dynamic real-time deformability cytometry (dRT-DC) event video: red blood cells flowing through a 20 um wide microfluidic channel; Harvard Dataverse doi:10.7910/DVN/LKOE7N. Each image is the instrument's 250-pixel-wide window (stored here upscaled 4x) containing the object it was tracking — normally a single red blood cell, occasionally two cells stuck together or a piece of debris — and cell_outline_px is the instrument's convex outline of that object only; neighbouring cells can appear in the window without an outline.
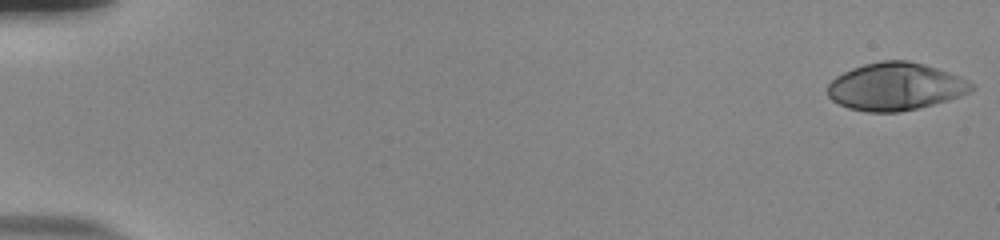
{"species": "human", "species_latin": "Homo sapiens", "temperature_condition": "room temperature", "stored_images_in_passage": 54, "camera_frame_rate_fps": 3000, "um_per_image_px": 0.085, "donor": {"sex": "male"}, "frame": {"image": 1, "passage_image": 1, "time_ms": 0.0, "image_size_px": [1000, 240], "cell_outline_px": [[976, 88], [972, 92], [948, 100], [900, 112], [868, 112], [848, 108], [832, 100], [828, 96], [828, 84], [836, 76], [852, 68], [864, 64], [880, 60], [908, 60], [924, 64], [960, 76], [976, 84]], "centroid_in_image_um": [76.14, 7.35], "position_along_channel_um": 8.9, "area_um2": 40.06}}
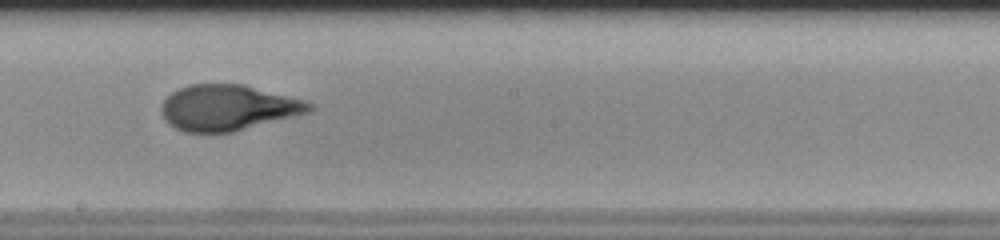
{"frame": {"image": 2, "passage_image": 32, "time_ms": 10.333, "image_size_px": [1000, 240], "cell_outline_px": [[316, 108], [312, 112], [232, 132], [184, 132], [168, 124], [164, 120], [160, 112], [160, 104], [172, 92], [188, 84], [244, 84], [304, 100], [312, 104]], "centroid_in_image_um": [19.37, 9.15], "position_along_channel_um": 228.8, "area_um2": 39.65}}
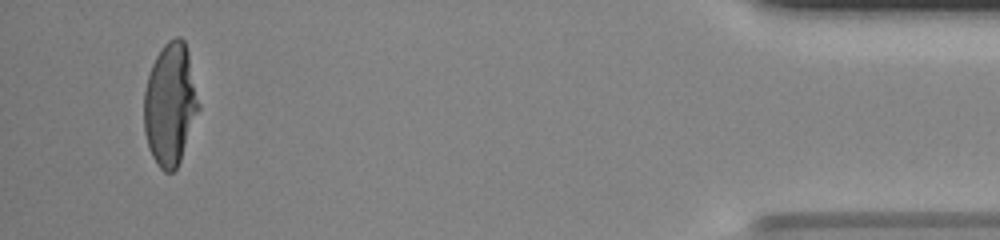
{"frame": {"image": 3, "passage_image": 52, "time_ms": 17.0, "image_size_px": [1000, 240], "cell_outline_px": [[200, 108], [180, 160], [176, 168], [172, 172], [164, 172], [156, 164], [148, 148], [144, 132], [144, 92], [148, 76], [152, 64], [160, 48], [168, 40], [176, 36], [180, 36], [184, 40], [188, 52], [200, 104]], "centroid_in_image_um": [14.46, 8.86], "position_along_channel_um": 420.7, "area_um2": 39.07}, "authors_computed_cell_mechanics": {"area_um2": 39.1884, "velocity_mm_per_s": 3.8678, "shape_relaxation_time_tau1_ms": 5.1641, "shape_relaxation_time_tau2_ms": null, "deformation_change_tau1": 0.252, "deformation_change_tau2": null}}